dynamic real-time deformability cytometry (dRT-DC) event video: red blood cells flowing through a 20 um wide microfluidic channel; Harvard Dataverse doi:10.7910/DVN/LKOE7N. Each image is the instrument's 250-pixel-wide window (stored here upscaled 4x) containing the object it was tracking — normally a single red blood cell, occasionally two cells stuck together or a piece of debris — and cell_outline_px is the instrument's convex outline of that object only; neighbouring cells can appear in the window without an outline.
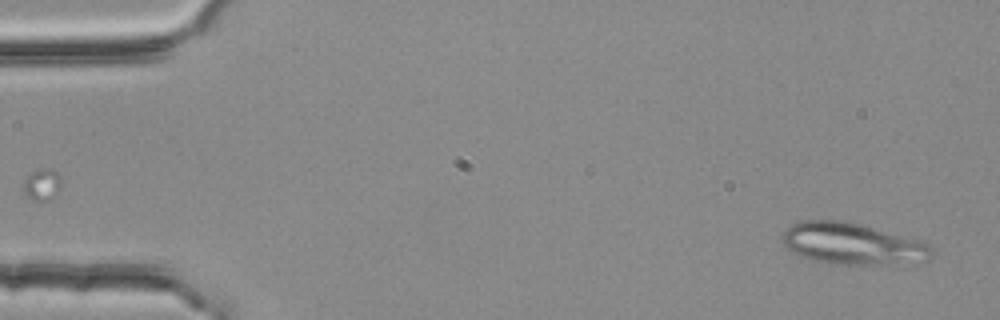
{"species": "common noctule bat (a hibernating species)", "species_latin": "Nyctalus noctula", "temperature_condition": "room temperature", "stored_images_in_passage": 52, "camera_frame_rate_fps": 3000, "um_per_image_px": 0.085, "animal": {"sex": "female", "body_mass_g": 25.1}, "frame": {"image": 1, "passage_image": 2, "time_ms": 0.333, "image_size_px": [1000, 320], "cell_outline_px": [[932, 256], [928, 260], [848, 264], [832, 264], [812, 260], [800, 256], [792, 252], [784, 244], [784, 232], [792, 224], [800, 220], [840, 220], [860, 224], [924, 244], [932, 252]], "centroid_in_image_um": [72.28, 20.7], "position_along_channel_um": 12.7, "area_um2": 34.45}}
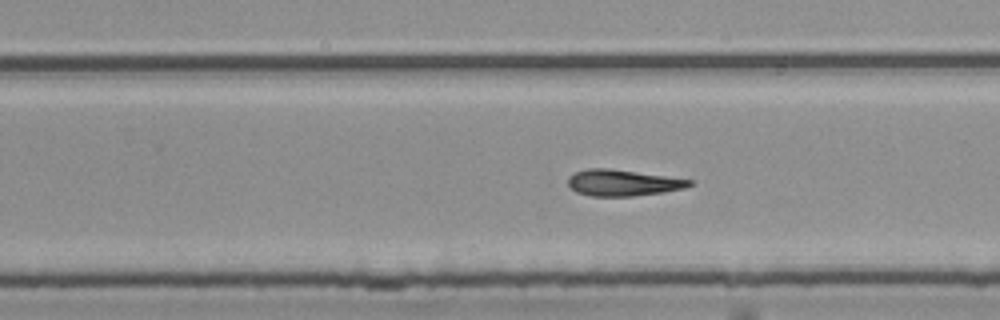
{"frame": {"image": 2, "passage_image": 33, "time_ms": 10.667, "image_size_px": [1000, 320], "cell_outline_px": [[692, 184], [688, 188], [664, 192], [632, 196], [588, 196], [576, 192], [568, 184], [568, 176], [576, 172], [588, 168], [608, 168], [692, 180]], "centroid_in_image_um": [52.92, 15.54], "position_along_channel_um": 276.9, "area_um2": 18.5}}
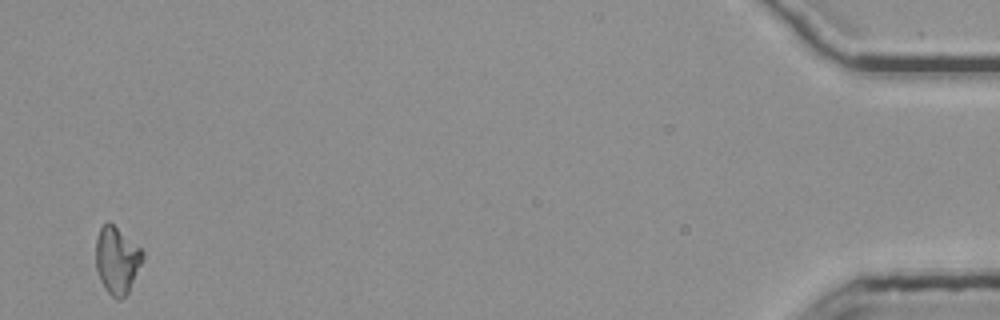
{"frame": {"image": 3, "passage_image": 52, "time_ms": 17.0, "image_size_px": [1000, 320], "cell_outline_px": [[144, 260], [128, 292], [120, 300], [116, 300], [104, 288], [100, 280], [96, 268], [96, 236], [100, 228], [108, 220], [140, 248], [144, 252]], "centroid_in_image_um": [9.94, 22.13], "position_along_channel_um": 425.3, "area_um2": 18.32}}